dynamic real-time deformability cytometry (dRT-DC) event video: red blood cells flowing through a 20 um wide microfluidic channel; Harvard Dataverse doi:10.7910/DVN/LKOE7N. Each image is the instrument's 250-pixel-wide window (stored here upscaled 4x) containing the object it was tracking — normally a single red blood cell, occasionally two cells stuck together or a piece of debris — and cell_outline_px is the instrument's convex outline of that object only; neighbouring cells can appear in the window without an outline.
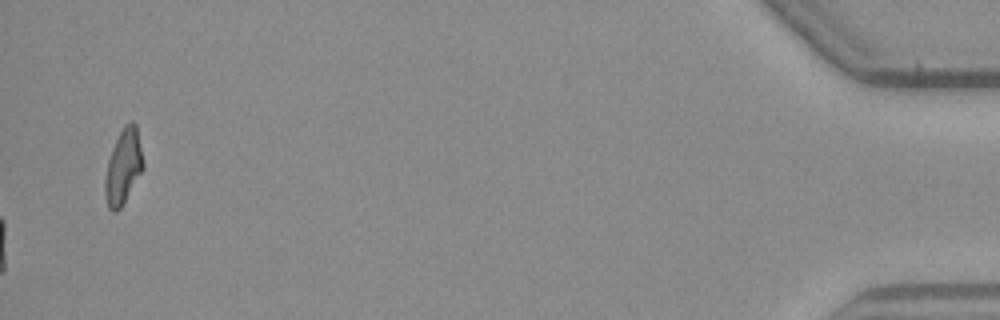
{"species": "common noctule bat (a hibernating species)", "species_latin": "Nyctalus noctula", "temperature_condition": "warm", "stored_images_in_passage": 50, "camera_frame_rate_fps": 3000, "um_per_image_px": 0.085, "animal": {"sex": "male", "body_mass_g": 23.1, "forearm_length_mm": 52.7}, "frame": {"image": 1, "passage_image": 50, "time_ms": 16.333, "image_size_px": [1000, 320], "cell_outline_px": [[144, 168], [120, 208], [116, 212], [112, 212], [108, 208], [104, 196], [104, 180], [108, 160], [112, 148], [124, 124], [132, 120], [136, 124], [144, 160]], "centroid_in_image_um": [10.47, 14.17], "position_along_channel_um": 424.7, "area_um2": 16.76}}